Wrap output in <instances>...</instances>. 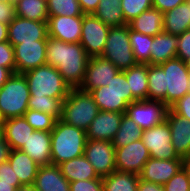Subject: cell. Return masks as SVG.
I'll use <instances>...</instances> for the list:
<instances>
[{
	"mask_svg": "<svg viewBox=\"0 0 190 191\" xmlns=\"http://www.w3.org/2000/svg\"><path fill=\"white\" fill-rule=\"evenodd\" d=\"M100 111L125 113L128 105L137 101L130 90L124 71H119L107 86L90 91Z\"/></svg>",
	"mask_w": 190,
	"mask_h": 191,
	"instance_id": "5b68a950",
	"label": "cell"
},
{
	"mask_svg": "<svg viewBox=\"0 0 190 191\" xmlns=\"http://www.w3.org/2000/svg\"><path fill=\"white\" fill-rule=\"evenodd\" d=\"M62 175L69 181L97 179L99 176L94 171L92 164L85 155L65 161L58 165Z\"/></svg>",
	"mask_w": 190,
	"mask_h": 191,
	"instance_id": "4316f807",
	"label": "cell"
},
{
	"mask_svg": "<svg viewBox=\"0 0 190 191\" xmlns=\"http://www.w3.org/2000/svg\"><path fill=\"white\" fill-rule=\"evenodd\" d=\"M121 0H99L93 15L110 27L128 24L123 16Z\"/></svg>",
	"mask_w": 190,
	"mask_h": 191,
	"instance_id": "4dcf8cb0",
	"label": "cell"
},
{
	"mask_svg": "<svg viewBox=\"0 0 190 191\" xmlns=\"http://www.w3.org/2000/svg\"><path fill=\"white\" fill-rule=\"evenodd\" d=\"M48 37L66 43H79L82 30V16H49Z\"/></svg>",
	"mask_w": 190,
	"mask_h": 191,
	"instance_id": "e0dca14e",
	"label": "cell"
},
{
	"mask_svg": "<svg viewBox=\"0 0 190 191\" xmlns=\"http://www.w3.org/2000/svg\"><path fill=\"white\" fill-rule=\"evenodd\" d=\"M141 140L148 149L150 158L183 159L175 152L171 141V131L166 120L150 129L143 130Z\"/></svg>",
	"mask_w": 190,
	"mask_h": 191,
	"instance_id": "9c48e42d",
	"label": "cell"
},
{
	"mask_svg": "<svg viewBox=\"0 0 190 191\" xmlns=\"http://www.w3.org/2000/svg\"><path fill=\"white\" fill-rule=\"evenodd\" d=\"M150 154L142 140L134 141L125 147L115 148L117 171L140 174Z\"/></svg>",
	"mask_w": 190,
	"mask_h": 191,
	"instance_id": "5bb4252c",
	"label": "cell"
},
{
	"mask_svg": "<svg viewBox=\"0 0 190 191\" xmlns=\"http://www.w3.org/2000/svg\"><path fill=\"white\" fill-rule=\"evenodd\" d=\"M13 73L8 68L0 67V88L11 77Z\"/></svg>",
	"mask_w": 190,
	"mask_h": 191,
	"instance_id": "816d5d0a",
	"label": "cell"
},
{
	"mask_svg": "<svg viewBox=\"0 0 190 191\" xmlns=\"http://www.w3.org/2000/svg\"><path fill=\"white\" fill-rule=\"evenodd\" d=\"M147 100L162 101L165 104L164 70L160 65L147 64Z\"/></svg>",
	"mask_w": 190,
	"mask_h": 191,
	"instance_id": "d6a6232c",
	"label": "cell"
},
{
	"mask_svg": "<svg viewBox=\"0 0 190 191\" xmlns=\"http://www.w3.org/2000/svg\"><path fill=\"white\" fill-rule=\"evenodd\" d=\"M183 165H190V150L188 154L183 159Z\"/></svg>",
	"mask_w": 190,
	"mask_h": 191,
	"instance_id": "9f6ffc18",
	"label": "cell"
},
{
	"mask_svg": "<svg viewBox=\"0 0 190 191\" xmlns=\"http://www.w3.org/2000/svg\"><path fill=\"white\" fill-rule=\"evenodd\" d=\"M18 0H0V2H4V3H16Z\"/></svg>",
	"mask_w": 190,
	"mask_h": 191,
	"instance_id": "680465c9",
	"label": "cell"
},
{
	"mask_svg": "<svg viewBox=\"0 0 190 191\" xmlns=\"http://www.w3.org/2000/svg\"><path fill=\"white\" fill-rule=\"evenodd\" d=\"M190 29V3L188 1L163 13V31L175 36Z\"/></svg>",
	"mask_w": 190,
	"mask_h": 191,
	"instance_id": "484cf974",
	"label": "cell"
},
{
	"mask_svg": "<svg viewBox=\"0 0 190 191\" xmlns=\"http://www.w3.org/2000/svg\"><path fill=\"white\" fill-rule=\"evenodd\" d=\"M89 58L80 43L47 39L46 64L57 68L71 88H79L82 84Z\"/></svg>",
	"mask_w": 190,
	"mask_h": 191,
	"instance_id": "6da1fadb",
	"label": "cell"
},
{
	"mask_svg": "<svg viewBox=\"0 0 190 191\" xmlns=\"http://www.w3.org/2000/svg\"><path fill=\"white\" fill-rule=\"evenodd\" d=\"M186 64H187V68H188V70L190 72V59L186 62Z\"/></svg>",
	"mask_w": 190,
	"mask_h": 191,
	"instance_id": "91938a15",
	"label": "cell"
},
{
	"mask_svg": "<svg viewBox=\"0 0 190 191\" xmlns=\"http://www.w3.org/2000/svg\"><path fill=\"white\" fill-rule=\"evenodd\" d=\"M142 132L143 130L137 123L124 114L119 130L111 142L115 148L125 147L134 141L140 140Z\"/></svg>",
	"mask_w": 190,
	"mask_h": 191,
	"instance_id": "836d02e7",
	"label": "cell"
},
{
	"mask_svg": "<svg viewBox=\"0 0 190 191\" xmlns=\"http://www.w3.org/2000/svg\"><path fill=\"white\" fill-rule=\"evenodd\" d=\"M178 37L166 32H161L152 37L150 51V65H160L176 57Z\"/></svg>",
	"mask_w": 190,
	"mask_h": 191,
	"instance_id": "603a6c76",
	"label": "cell"
},
{
	"mask_svg": "<svg viewBox=\"0 0 190 191\" xmlns=\"http://www.w3.org/2000/svg\"><path fill=\"white\" fill-rule=\"evenodd\" d=\"M168 109L162 101L137 100L128 105L125 115L145 130L166 120Z\"/></svg>",
	"mask_w": 190,
	"mask_h": 191,
	"instance_id": "8fae6325",
	"label": "cell"
},
{
	"mask_svg": "<svg viewBox=\"0 0 190 191\" xmlns=\"http://www.w3.org/2000/svg\"><path fill=\"white\" fill-rule=\"evenodd\" d=\"M15 17L14 3L0 2V22L8 25Z\"/></svg>",
	"mask_w": 190,
	"mask_h": 191,
	"instance_id": "bcb514c9",
	"label": "cell"
},
{
	"mask_svg": "<svg viewBox=\"0 0 190 191\" xmlns=\"http://www.w3.org/2000/svg\"><path fill=\"white\" fill-rule=\"evenodd\" d=\"M0 67L8 68L16 73L14 47L9 41L0 43Z\"/></svg>",
	"mask_w": 190,
	"mask_h": 191,
	"instance_id": "60d3db41",
	"label": "cell"
},
{
	"mask_svg": "<svg viewBox=\"0 0 190 191\" xmlns=\"http://www.w3.org/2000/svg\"><path fill=\"white\" fill-rule=\"evenodd\" d=\"M47 21H34L16 16L8 24V41L12 46L22 42L47 41Z\"/></svg>",
	"mask_w": 190,
	"mask_h": 191,
	"instance_id": "7c38bea8",
	"label": "cell"
},
{
	"mask_svg": "<svg viewBox=\"0 0 190 191\" xmlns=\"http://www.w3.org/2000/svg\"><path fill=\"white\" fill-rule=\"evenodd\" d=\"M129 39L137 63L150 65L152 37L136 32L129 27Z\"/></svg>",
	"mask_w": 190,
	"mask_h": 191,
	"instance_id": "e575fe53",
	"label": "cell"
},
{
	"mask_svg": "<svg viewBox=\"0 0 190 191\" xmlns=\"http://www.w3.org/2000/svg\"><path fill=\"white\" fill-rule=\"evenodd\" d=\"M0 183L12 184L16 188L22 185L9 161L0 164Z\"/></svg>",
	"mask_w": 190,
	"mask_h": 191,
	"instance_id": "ee69618b",
	"label": "cell"
},
{
	"mask_svg": "<svg viewBox=\"0 0 190 191\" xmlns=\"http://www.w3.org/2000/svg\"><path fill=\"white\" fill-rule=\"evenodd\" d=\"M101 57L111 61L120 71L138 64L131 48L128 24L110 27Z\"/></svg>",
	"mask_w": 190,
	"mask_h": 191,
	"instance_id": "52a82bcc",
	"label": "cell"
},
{
	"mask_svg": "<svg viewBox=\"0 0 190 191\" xmlns=\"http://www.w3.org/2000/svg\"><path fill=\"white\" fill-rule=\"evenodd\" d=\"M109 29L110 26L103 23L93 14H84L82 16V30L79 43L89 57H99L103 54Z\"/></svg>",
	"mask_w": 190,
	"mask_h": 191,
	"instance_id": "30bf717a",
	"label": "cell"
},
{
	"mask_svg": "<svg viewBox=\"0 0 190 191\" xmlns=\"http://www.w3.org/2000/svg\"><path fill=\"white\" fill-rule=\"evenodd\" d=\"M163 187L165 191H190L189 179L185 169L182 167Z\"/></svg>",
	"mask_w": 190,
	"mask_h": 191,
	"instance_id": "ab89813d",
	"label": "cell"
},
{
	"mask_svg": "<svg viewBox=\"0 0 190 191\" xmlns=\"http://www.w3.org/2000/svg\"><path fill=\"white\" fill-rule=\"evenodd\" d=\"M124 114L125 113L99 111L86 130L87 140L112 141L119 130Z\"/></svg>",
	"mask_w": 190,
	"mask_h": 191,
	"instance_id": "d6986e66",
	"label": "cell"
},
{
	"mask_svg": "<svg viewBox=\"0 0 190 191\" xmlns=\"http://www.w3.org/2000/svg\"><path fill=\"white\" fill-rule=\"evenodd\" d=\"M2 126H3V120H2V118L0 116V130H2Z\"/></svg>",
	"mask_w": 190,
	"mask_h": 191,
	"instance_id": "94428289",
	"label": "cell"
},
{
	"mask_svg": "<svg viewBox=\"0 0 190 191\" xmlns=\"http://www.w3.org/2000/svg\"><path fill=\"white\" fill-rule=\"evenodd\" d=\"M2 131L11 149L20 150L35 130L28 124L24 116H19L4 120Z\"/></svg>",
	"mask_w": 190,
	"mask_h": 191,
	"instance_id": "cb8c5ba5",
	"label": "cell"
},
{
	"mask_svg": "<svg viewBox=\"0 0 190 191\" xmlns=\"http://www.w3.org/2000/svg\"><path fill=\"white\" fill-rule=\"evenodd\" d=\"M30 92L23 74L14 73L0 88V116L2 120L23 116L29 109Z\"/></svg>",
	"mask_w": 190,
	"mask_h": 191,
	"instance_id": "8992f818",
	"label": "cell"
},
{
	"mask_svg": "<svg viewBox=\"0 0 190 191\" xmlns=\"http://www.w3.org/2000/svg\"><path fill=\"white\" fill-rule=\"evenodd\" d=\"M120 70L108 60H105L101 56L90 57L87 63L85 76L80 89L90 92L95 88L107 86L112 78Z\"/></svg>",
	"mask_w": 190,
	"mask_h": 191,
	"instance_id": "9a60e30c",
	"label": "cell"
},
{
	"mask_svg": "<svg viewBox=\"0 0 190 191\" xmlns=\"http://www.w3.org/2000/svg\"><path fill=\"white\" fill-rule=\"evenodd\" d=\"M84 155L99 177L107 176L116 170L115 147L111 141L87 140Z\"/></svg>",
	"mask_w": 190,
	"mask_h": 191,
	"instance_id": "4fadbf2b",
	"label": "cell"
},
{
	"mask_svg": "<svg viewBox=\"0 0 190 191\" xmlns=\"http://www.w3.org/2000/svg\"><path fill=\"white\" fill-rule=\"evenodd\" d=\"M137 191H165L163 185L147 182L139 178Z\"/></svg>",
	"mask_w": 190,
	"mask_h": 191,
	"instance_id": "f907efd6",
	"label": "cell"
},
{
	"mask_svg": "<svg viewBox=\"0 0 190 191\" xmlns=\"http://www.w3.org/2000/svg\"><path fill=\"white\" fill-rule=\"evenodd\" d=\"M0 191H16V187L12 184L0 183Z\"/></svg>",
	"mask_w": 190,
	"mask_h": 191,
	"instance_id": "db71d44e",
	"label": "cell"
},
{
	"mask_svg": "<svg viewBox=\"0 0 190 191\" xmlns=\"http://www.w3.org/2000/svg\"><path fill=\"white\" fill-rule=\"evenodd\" d=\"M120 5L127 23L153 7L152 0H121Z\"/></svg>",
	"mask_w": 190,
	"mask_h": 191,
	"instance_id": "f35d334b",
	"label": "cell"
},
{
	"mask_svg": "<svg viewBox=\"0 0 190 191\" xmlns=\"http://www.w3.org/2000/svg\"><path fill=\"white\" fill-rule=\"evenodd\" d=\"M23 116L28 122V124L34 130H38V131L51 132L57 120L54 116L48 113H44V112L36 111L32 109H28Z\"/></svg>",
	"mask_w": 190,
	"mask_h": 191,
	"instance_id": "74e56055",
	"label": "cell"
},
{
	"mask_svg": "<svg viewBox=\"0 0 190 191\" xmlns=\"http://www.w3.org/2000/svg\"><path fill=\"white\" fill-rule=\"evenodd\" d=\"M183 168L187 172L188 179H189V184H190V165H183Z\"/></svg>",
	"mask_w": 190,
	"mask_h": 191,
	"instance_id": "6f0895ef",
	"label": "cell"
},
{
	"mask_svg": "<svg viewBox=\"0 0 190 191\" xmlns=\"http://www.w3.org/2000/svg\"><path fill=\"white\" fill-rule=\"evenodd\" d=\"M83 14H93L99 5V0H78Z\"/></svg>",
	"mask_w": 190,
	"mask_h": 191,
	"instance_id": "681fc988",
	"label": "cell"
},
{
	"mask_svg": "<svg viewBox=\"0 0 190 191\" xmlns=\"http://www.w3.org/2000/svg\"><path fill=\"white\" fill-rule=\"evenodd\" d=\"M23 75L28 83L30 97L66 98L71 89L57 68L48 64L31 69Z\"/></svg>",
	"mask_w": 190,
	"mask_h": 191,
	"instance_id": "277c9868",
	"label": "cell"
},
{
	"mask_svg": "<svg viewBox=\"0 0 190 191\" xmlns=\"http://www.w3.org/2000/svg\"><path fill=\"white\" fill-rule=\"evenodd\" d=\"M178 47L176 57L185 63L190 59V29L178 35Z\"/></svg>",
	"mask_w": 190,
	"mask_h": 191,
	"instance_id": "7bdbcfd3",
	"label": "cell"
},
{
	"mask_svg": "<svg viewBox=\"0 0 190 191\" xmlns=\"http://www.w3.org/2000/svg\"><path fill=\"white\" fill-rule=\"evenodd\" d=\"M170 109L190 121V93L175 102Z\"/></svg>",
	"mask_w": 190,
	"mask_h": 191,
	"instance_id": "f6af8a7d",
	"label": "cell"
},
{
	"mask_svg": "<svg viewBox=\"0 0 190 191\" xmlns=\"http://www.w3.org/2000/svg\"><path fill=\"white\" fill-rule=\"evenodd\" d=\"M70 191H103L102 177L70 182Z\"/></svg>",
	"mask_w": 190,
	"mask_h": 191,
	"instance_id": "b9f144b4",
	"label": "cell"
},
{
	"mask_svg": "<svg viewBox=\"0 0 190 191\" xmlns=\"http://www.w3.org/2000/svg\"><path fill=\"white\" fill-rule=\"evenodd\" d=\"M33 186L37 191H70V182L53 164L39 167Z\"/></svg>",
	"mask_w": 190,
	"mask_h": 191,
	"instance_id": "7402d4cb",
	"label": "cell"
},
{
	"mask_svg": "<svg viewBox=\"0 0 190 191\" xmlns=\"http://www.w3.org/2000/svg\"><path fill=\"white\" fill-rule=\"evenodd\" d=\"M139 178L138 174L115 170L102 177L103 191H137Z\"/></svg>",
	"mask_w": 190,
	"mask_h": 191,
	"instance_id": "f546056e",
	"label": "cell"
},
{
	"mask_svg": "<svg viewBox=\"0 0 190 191\" xmlns=\"http://www.w3.org/2000/svg\"><path fill=\"white\" fill-rule=\"evenodd\" d=\"M166 121L171 131V141L177 155L184 159L190 150V121L177 115L170 108Z\"/></svg>",
	"mask_w": 190,
	"mask_h": 191,
	"instance_id": "ffe728a7",
	"label": "cell"
},
{
	"mask_svg": "<svg viewBox=\"0 0 190 191\" xmlns=\"http://www.w3.org/2000/svg\"><path fill=\"white\" fill-rule=\"evenodd\" d=\"M49 16H83L78 0H48Z\"/></svg>",
	"mask_w": 190,
	"mask_h": 191,
	"instance_id": "8d00e7d4",
	"label": "cell"
},
{
	"mask_svg": "<svg viewBox=\"0 0 190 191\" xmlns=\"http://www.w3.org/2000/svg\"><path fill=\"white\" fill-rule=\"evenodd\" d=\"M14 5L16 16L34 21H48V7L45 0H18Z\"/></svg>",
	"mask_w": 190,
	"mask_h": 191,
	"instance_id": "1f68e13d",
	"label": "cell"
},
{
	"mask_svg": "<svg viewBox=\"0 0 190 191\" xmlns=\"http://www.w3.org/2000/svg\"><path fill=\"white\" fill-rule=\"evenodd\" d=\"M99 111L90 92L80 88H71L63 101L60 120L86 131Z\"/></svg>",
	"mask_w": 190,
	"mask_h": 191,
	"instance_id": "3957f363",
	"label": "cell"
},
{
	"mask_svg": "<svg viewBox=\"0 0 190 191\" xmlns=\"http://www.w3.org/2000/svg\"><path fill=\"white\" fill-rule=\"evenodd\" d=\"M182 167L183 159L160 160L149 158L139 177L147 182L165 185Z\"/></svg>",
	"mask_w": 190,
	"mask_h": 191,
	"instance_id": "ac0fdd59",
	"label": "cell"
},
{
	"mask_svg": "<svg viewBox=\"0 0 190 191\" xmlns=\"http://www.w3.org/2000/svg\"><path fill=\"white\" fill-rule=\"evenodd\" d=\"M132 96L136 100H147L148 76L147 64H140L124 70Z\"/></svg>",
	"mask_w": 190,
	"mask_h": 191,
	"instance_id": "f1b7e54d",
	"label": "cell"
},
{
	"mask_svg": "<svg viewBox=\"0 0 190 191\" xmlns=\"http://www.w3.org/2000/svg\"><path fill=\"white\" fill-rule=\"evenodd\" d=\"M8 41V25L0 22V43Z\"/></svg>",
	"mask_w": 190,
	"mask_h": 191,
	"instance_id": "f5cc1de1",
	"label": "cell"
},
{
	"mask_svg": "<svg viewBox=\"0 0 190 191\" xmlns=\"http://www.w3.org/2000/svg\"><path fill=\"white\" fill-rule=\"evenodd\" d=\"M65 99L66 98H51L48 96L30 97L28 108L48 113L58 120L62 116V106Z\"/></svg>",
	"mask_w": 190,
	"mask_h": 191,
	"instance_id": "d590c367",
	"label": "cell"
},
{
	"mask_svg": "<svg viewBox=\"0 0 190 191\" xmlns=\"http://www.w3.org/2000/svg\"><path fill=\"white\" fill-rule=\"evenodd\" d=\"M20 150L28 154L39 166L52 164L51 132L35 130Z\"/></svg>",
	"mask_w": 190,
	"mask_h": 191,
	"instance_id": "44dd1931",
	"label": "cell"
},
{
	"mask_svg": "<svg viewBox=\"0 0 190 191\" xmlns=\"http://www.w3.org/2000/svg\"><path fill=\"white\" fill-rule=\"evenodd\" d=\"M188 0H152L153 8L165 13Z\"/></svg>",
	"mask_w": 190,
	"mask_h": 191,
	"instance_id": "7dc6e473",
	"label": "cell"
},
{
	"mask_svg": "<svg viewBox=\"0 0 190 191\" xmlns=\"http://www.w3.org/2000/svg\"><path fill=\"white\" fill-rule=\"evenodd\" d=\"M128 25L136 32L153 37L163 32V13L152 7L143 11L138 17L130 21Z\"/></svg>",
	"mask_w": 190,
	"mask_h": 191,
	"instance_id": "83f0119b",
	"label": "cell"
},
{
	"mask_svg": "<svg viewBox=\"0 0 190 191\" xmlns=\"http://www.w3.org/2000/svg\"><path fill=\"white\" fill-rule=\"evenodd\" d=\"M47 41L22 42L14 47L16 73L23 74L46 64Z\"/></svg>",
	"mask_w": 190,
	"mask_h": 191,
	"instance_id": "2e32d148",
	"label": "cell"
},
{
	"mask_svg": "<svg viewBox=\"0 0 190 191\" xmlns=\"http://www.w3.org/2000/svg\"><path fill=\"white\" fill-rule=\"evenodd\" d=\"M16 191H37L33 185H21L16 188Z\"/></svg>",
	"mask_w": 190,
	"mask_h": 191,
	"instance_id": "11a10c76",
	"label": "cell"
},
{
	"mask_svg": "<svg viewBox=\"0 0 190 191\" xmlns=\"http://www.w3.org/2000/svg\"><path fill=\"white\" fill-rule=\"evenodd\" d=\"M164 70L165 105L169 108L189 93L190 72L180 58H172L160 64Z\"/></svg>",
	"mask_w": 190,
	"mask_h": 191,
	"instance_id": "ba28073f",
	"label": "cell"
},
{
	"mask_svg": "<svg viewBox=\"0 0 190 191\" xmlns=\"http://www.w3.org/2000/svg\"><path fill=\"white\" fill-rule=\"evenodd\" d=\"M8 161L22 185H33L39 165L21 150L12 149Z\"/></svg>",
	"mask_w": 190,
	"mask_h": 191,
	"instance_id": "d4e9b609",
	"label": "cell"
},
{
	"mask_svg": "<svg viewBox=\"0 0 190 191\" xmlns=\"http://www.w3.org/2000/svg\"><path fill=\"white\" fill-rule=\"evenodd\" d=\"M11 150L10 144L4 138L3 131L0 130V164L8 161Z\"/></svg>",
	"mask_w": 190,
	"mask_h": 191,
	"instance_id": "c3c4849f",
	"label": "cell"
},
{
	"mask_svg": "<svg viewBox=\"0 0 190 191\" xmlns=\"http://www.w3.org/2000/svg\"><path fill=\"white\" fill-rule=\"evenodd\" d=\"M87 142L86 131L56 120L51 131V159L53 165L74 159L84 154Z\"/></svg>",
	"mask_w": 190,
	"mask_h": 191,
	"instance_id": "7a4b0ae2",
	"label": "cell"
}]
</instances>
